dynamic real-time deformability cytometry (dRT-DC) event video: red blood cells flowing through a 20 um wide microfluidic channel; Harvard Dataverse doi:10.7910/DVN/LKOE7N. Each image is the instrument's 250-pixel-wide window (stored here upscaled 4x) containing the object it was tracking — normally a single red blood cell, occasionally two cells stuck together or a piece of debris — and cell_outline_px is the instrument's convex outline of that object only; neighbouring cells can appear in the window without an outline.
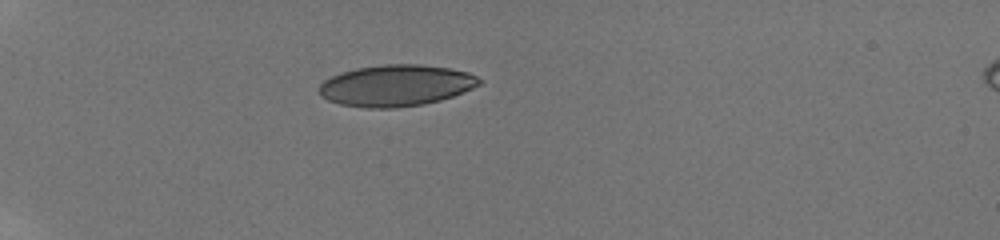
{"species": "human", "species_latin": "Homo sapiens", "temperature_condition": "room temperature", "stored_images_in_passage": 38, "camera_frame_rate_fps": 3000, "um_per_image_px": 0.085, "donor": {"sex": "male"}, "frame": {"image": 1, "passage_image": 1, "time_ms": 0.0, "image_size_px": [1000, 240], "cell_outline_px": [[484, 80], [480, 84], [472, 88], [452, 96], [440, 100], [424, 104], [396, 108], [364, 108], [340, 104], [328, 100], [320, 96], [320, 84], [324, 80], [340, 72], [356, 68], [384, 64], [420, 64], [448, 68], [468, 72]], "centroid_in_image_um": [33.65, 7.27], "position_along_channel_um": 51.3, "area_um2": 38.73}}
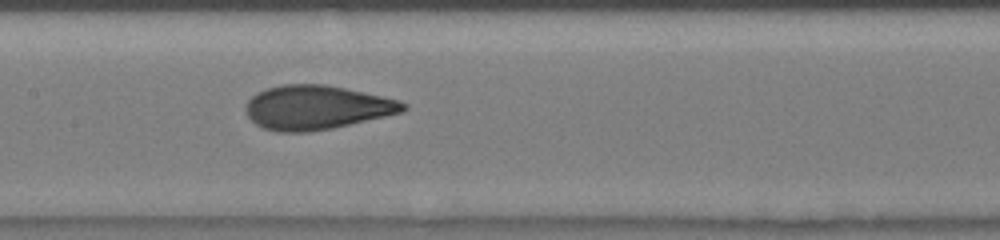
{"frame": {"image": 2, "passage_image": 14, "time_ms": 4.333, "image_size_px": [1000, 240], "cell_outline_px": [[408, 108], [404, 112], [332, 128], [308, 132], [276, 132], [264, 128], [256, 124], [248, 116], [244, 108], [248, 100], [256, 92], [264, 88], [284, 84], [324, 84], [344, 88], [400, 100], [408, 104]], "centroid_in_image_um": [26.9, 9.13], "position_along_channel_um": 180.5, "area_um2": 40.58}}
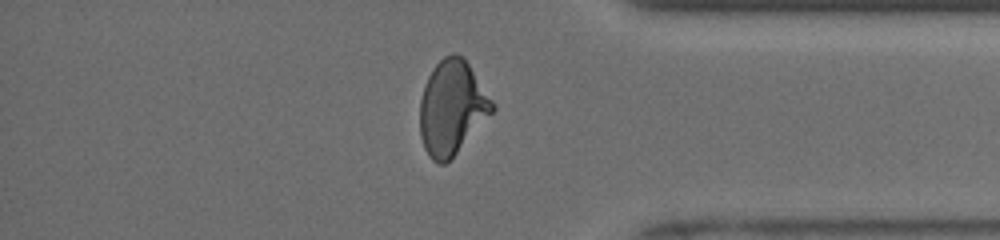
{"frame": {"image": 3, "passage_image": 31, "time_ms": 10.0, "image_size_px": [1000, 240], "cell_outline_px": [[496, 108], [456, 152], [444, 164], [440, 164], [432, 160], [428, 156], [424, 148], [420, 136], [420, 100], [424, 84], [432, 68], [444, 56], [452, 52], [464, 56], [496, 104]], "centroid_in_image_um": [38.41, 9.1], "position_along_channel_um": 396.8, "area_um2": 39.71}, "authors_computed_cell_mechanics": {"area_um2": 39.4485, "velocity_mm_per_s": 3.9674, "shape_relaxation_time_tau1_ms": 5.9344, "shape_relaxation_time_tau2_ms": 0.6961, "deformation_change_tau1": 0.2122, "deformation_change_tau2": 0.052}}